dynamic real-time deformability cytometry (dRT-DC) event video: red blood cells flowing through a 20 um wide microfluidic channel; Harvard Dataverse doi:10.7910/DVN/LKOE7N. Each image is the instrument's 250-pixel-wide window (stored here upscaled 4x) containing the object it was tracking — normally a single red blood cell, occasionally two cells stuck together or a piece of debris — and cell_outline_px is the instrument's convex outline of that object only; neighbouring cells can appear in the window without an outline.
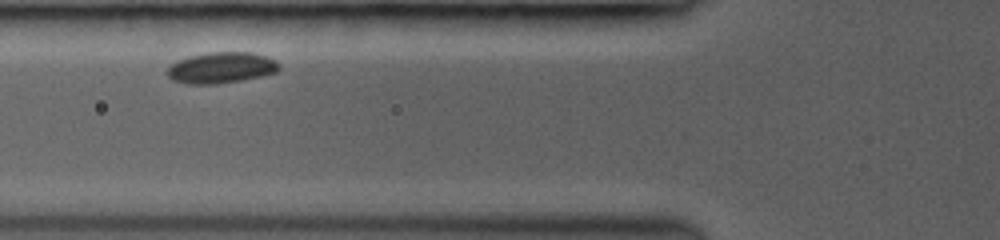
{"species": "common noctule bat (a hibernating species)", "species_latin": "Nyctalus noctula", "temperature_condition": "room temperature", "stored_images_in_passage": 9, "camera_frame_rate_fps": 3000, "um_per_image_px": 0.085, "animal": {"sex": "female", "body_mass_g": 19.0, "forearm_length_mm": 53.3}, "frame": {"image": 1, "passage_image": 2, "time_ms": 1.0, "image_size_px": [1000, 240], "cell_outline_px": [[280, 68], [276, 72], [260, 76], [240, 80], [216, 84], [184, 84], [172, 80], [164, 72], [176, 60], [188, 56], [208, 52], [252, 52], [268, 56], [276, 60], [280, 64]], "centroid_in_image_um": [18.78, 5.75], "position_along_channel_um": 107.0, "area_um2": 20.52}}
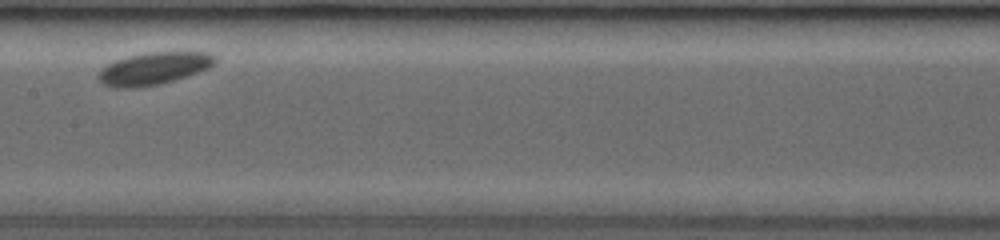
{"frame": {"image": 2, "passage_image": 4, "time_ms": 3.333, "image_size_px": [1000, 240], "cell_outline_px": [[216, 64], [208, 68], [160, 84], [136, 88], [108, 88], [96, 76], [100, 68], [116, 60], [128, 56], [144, 52], [208, 52], [216, 56]], "centroid_in_image_um": [13.02, 5.82], "position_along_channel_um": 194.4, "area_um2": 22.08}}
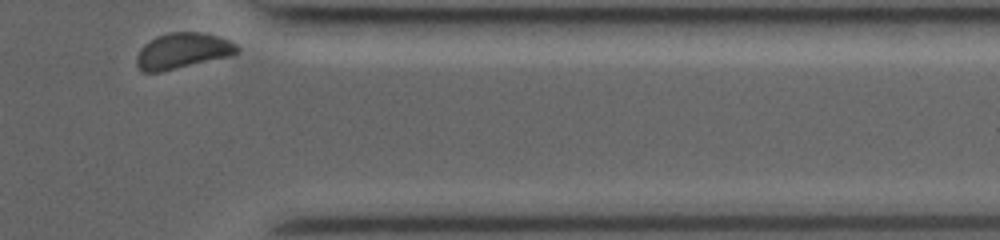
{"frame": {"image": 3, "passage_image": 9, "time_ms": 8.667, "image_size_px": [1000, 240], "cell_outline_px": [[240, 52], [232, 56], [160, 72], [144, 72], [136, 64], [136, 56], [140, 48], [144, 44], [156, 36], [168, 32], [204, 32], [228, 40], [236, 44], [240, 48]], "centroid_in_image_um": [15.54, 4.32], "position_along_channel_um": 395.9, "area_um2": 21.1}}